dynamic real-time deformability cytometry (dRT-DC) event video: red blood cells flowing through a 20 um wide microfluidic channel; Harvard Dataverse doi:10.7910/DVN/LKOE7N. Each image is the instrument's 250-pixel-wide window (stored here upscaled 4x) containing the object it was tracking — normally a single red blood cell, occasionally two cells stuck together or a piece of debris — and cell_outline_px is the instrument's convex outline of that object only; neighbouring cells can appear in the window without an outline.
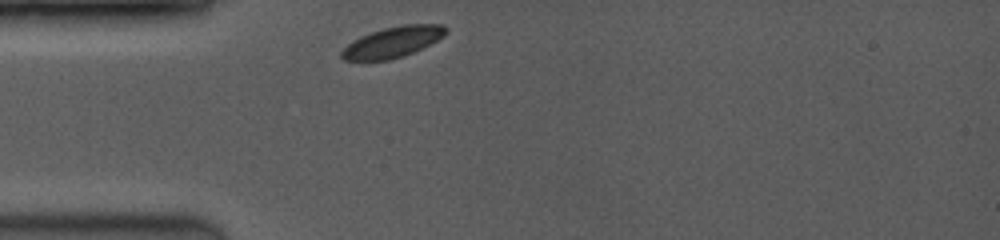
{"species": "common noctule bat (a hibernating species)", "species_latin": "Nyctalus noctula", "temperature_condition": "room temperature", "stored_images_in_passage": 35, "camera_frame_rate_fps": 3500, "um_per_image_px": 0.085, "animal": {"sex": "female", "body_mass_g": 19.0, "forearm_length_mm": 53.3}, "frame": {"image": 1, "passage_image": 1, "time_ms": 0.0, "image_size_px": [1000, 240], "cell_outline_px": [[448, 32], [444, 36], [404, 56], [388, 60], [344, 60], [340, 56], [340, 52], [352, 40], [360, 36], [384, 28], [404, 24], [440, 24], [448, 28]], "centroid_in_image_um": [33.37, 3.57], "position_along_channel_um": 51.6, "area_um2": 18.5}}
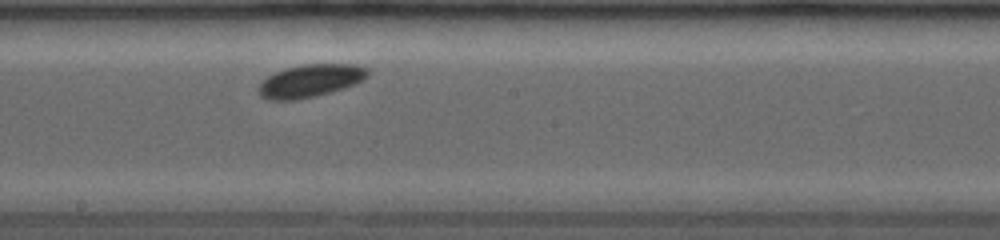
{"frame": {"image": 2, "passage_image": 23, "time_ms": 4.571, "image_size_px": [1000, 240], "cell_outline_px": [[368, 76], [364, 80], [344, 88], [316, 96], [296, 100], [268, 100], [260, 96], [256, 88], [260, 80], [284, 68], [304, 64], [356, 64], [368, 68]], "centroid_in_image_um": [26.34, 6.87], "position_along_channel_um": 221.9, "area_um2": 21.15}}
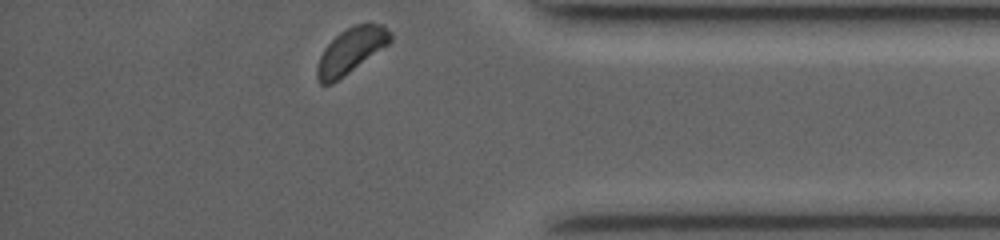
{"frame": {"image": 3, "passage_image": 35, "time_ms": 9.429, "image_size_px": [1000, 240], "cell_outline_px": [[392, 40], [388, 44], [332, 84], [320, 84], [316, 76], [316, 68], [320, 56], [324, 48], [340, 32], [356, 24], [380, 24], [392, 32]], "centroid_in_image_um": [29.81, 4.31], "position_along_channel_um": 405.4, "area_um2": 18.96}, "authors_computed_cell_mechanics": {"area_um2": 19.941, "velocity_mm_per_s": 3.9256, "shape_relaxation_time_tau1_ms": 2.9879, "shape_relaxation_time_tau2_ms": null, "deformation_change_tau1": 0.0452, "deformation_change_tau2": null}}